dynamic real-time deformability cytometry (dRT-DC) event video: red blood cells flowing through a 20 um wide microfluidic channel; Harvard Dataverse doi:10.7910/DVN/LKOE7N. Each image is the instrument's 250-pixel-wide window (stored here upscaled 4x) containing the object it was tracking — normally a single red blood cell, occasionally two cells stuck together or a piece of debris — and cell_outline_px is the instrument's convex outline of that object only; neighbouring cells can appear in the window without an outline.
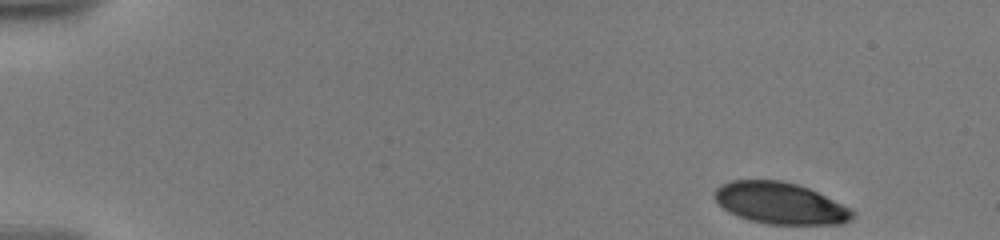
{"species": "human", "species_latin": "Homo sapiens", "temperature_condition": "warm", "stored_images_in_passage": 6, "camera_frame_rate_fps": 3000, "um_per_image_px": 0.085, "donor": {"sex": "male"}, "frame": {"image": 1, "passage_image": 1, "time_ms": 0.0, "image_size_px": [1000, 240], "cell_outline_px": [[856, 216], [852, 220], [844, 224], [768, 224], [748, 220], [728, 212], [716, 200], [716, 188], [720, 184], [732, 180], [780, 180], [796, 184], [808, 188], [856, 212]], "centroid_in_image_um": [66.32, 17.28], "position_along_channel_um": 18.7, "area_um2": 33.18}}
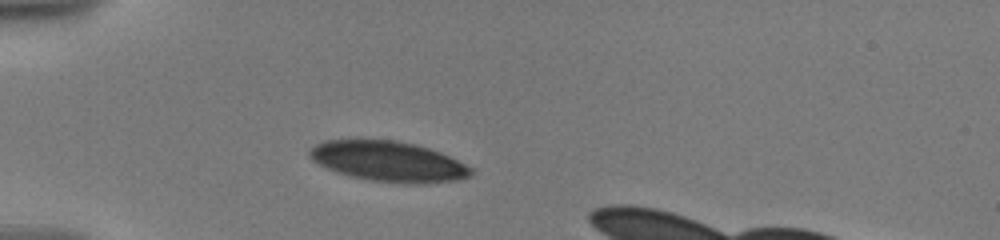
{"frame": {"image": 2, "passage_image": 5, "time_ms": 4.0, "image_size_px": [1000, 240], "cell_outline_px": [[476, 172], [472, 176], [460, 180], [428, 184], [404, 184], [372, 180], [352, 176], [336, 172], [320, 164], [308, 152], [316, 144], [324, 140], [396, 140], [428, 148], [440, 152], [476, 168]], "centroid_in_image_um": [33.15, 13.74], "position_along_channel_um": 51.8, "area_um2": 37.97}}